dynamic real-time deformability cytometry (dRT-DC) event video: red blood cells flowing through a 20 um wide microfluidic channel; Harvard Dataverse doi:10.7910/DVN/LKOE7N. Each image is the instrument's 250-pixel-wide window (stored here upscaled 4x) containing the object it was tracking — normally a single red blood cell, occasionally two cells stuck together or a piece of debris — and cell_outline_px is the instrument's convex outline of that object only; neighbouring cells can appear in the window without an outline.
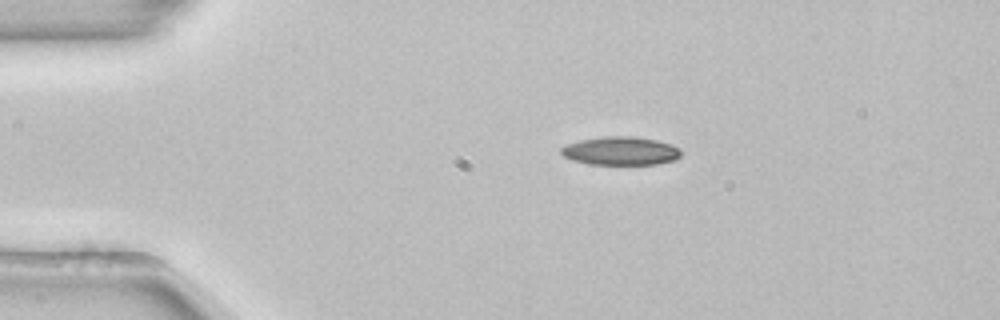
{"species": "common noctule bat (a hibernating species)", "species_latin": "Nyctalus noctula", "temperature_condition": "room temperature", "stored_images_in_passage": 43, "camera_frame_rate_fps": 3000, "um_per_image_px": 0.085, "animal": {"sex": "female", "body_mass_g": 22.7, "forearm_length_mm": 54.2}, "frame": {"image": 1, "passage_image": 1, "time_ms": 0.0, "image_size_px": [1000, 320], "cell_outline_px": [[680, 156], [676, 160], [656, 164], [588, 164], [572, 160], [564, 156], [560, 152], [560, 148], [568, 144], [580, 140], [604, 136], [632, 136], [656, 140], [672, 144], [680, 148]], "centroid_in_image_um": [52.76, 12.82], "position_along_channel_um": 32.2, "area_um2": 19.88}}
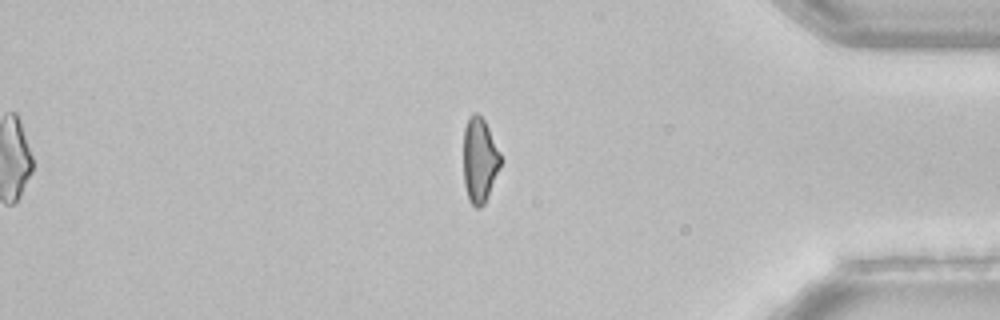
{"frame": {"image": 2, "passage_image": 35, "time_ms": 11.333, "image_size_px": [1000, 320], "cell_outline_px": [[504, 160], [484, 204], [480, 208], [476, 208], [468, 200], [464, 184], [464, 128], [468, 116], [472, 112], [476, 112], [484, 120]], "centroid_in_image_um": [40.78, 13.61], "position_along_channel_um": 394.4, "area_um2": 18.61}}
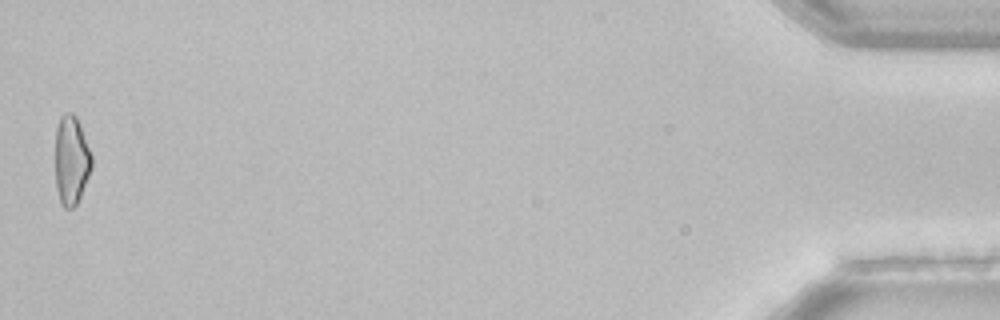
{"frame": {"image": 3, "passage_image": 43, "time_ms": 14.0, "image_size_px": [1000, 320], "cell_outline_px": [[92, 168], [80, 196], [76, 204], [72, 208], [64, 208], [60, 200], [56, 188], [56, 128], [60, 116], [64, 112], [72, 112], [76, 116], [80, 124], [92, 156]], "centroid_in_image_um": [6.06, 13.58], "position_along_channel_um": 429.1, "area_um2": 18.84}, "authors_computed_cell_mechanics": {"area_um2": 19.8832, "velocity_mm_per_s": 3.885, "shape_relaxation_time_tau1_ms": 6.0656, "shape_relaxation_time_tau2_ms": null, "deformation_change_tau1": 0.1442, "deformation_change_tau2": null}}